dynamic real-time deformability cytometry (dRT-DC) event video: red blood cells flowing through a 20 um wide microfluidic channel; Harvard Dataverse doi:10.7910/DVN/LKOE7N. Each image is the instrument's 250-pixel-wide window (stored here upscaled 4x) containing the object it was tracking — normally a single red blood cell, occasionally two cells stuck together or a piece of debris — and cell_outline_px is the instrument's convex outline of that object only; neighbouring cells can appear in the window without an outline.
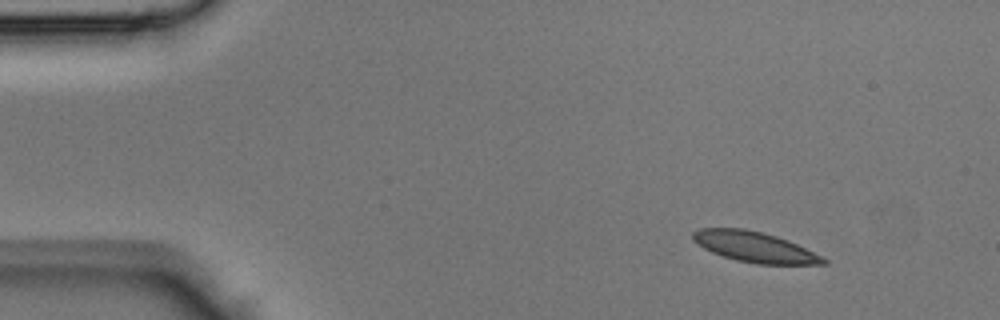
{"species": "Egyptian fruit bat (a non-hibernating species)", "species_latin": "Rousettus aegyptiacus", "temperature_condition": "room temperature", "stored_images_in_passage": 42, "camera_frame_rate_fps": 3000, "um_per_image_px": 0.085, "animal": {"sex": "male"}, "frame": {"image": 1, "passage_image": 4, "time_ms": 1.0, "image_size_px": [1000, 320], "cell_outline_px": [[828, 264], [756, 264], [736, 260], [712, 252], [704, 248], [692, 240], [692, 232], [700, 228], [744, 228], [764, 232], [788, 240], [824, 256], [828, 260]], "centroid_in_image_um": [64.17, 20.99], "position_along_channel_um": 20.8, "area_um2": 23.29}}
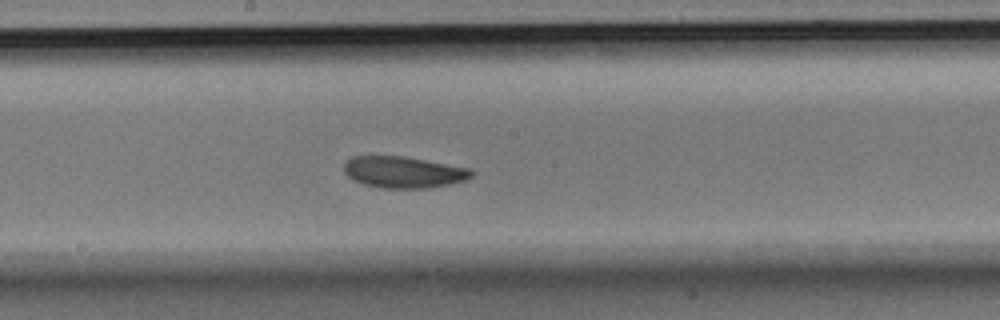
{"frame": {"image": 2, "passage_image": 22, "time_ms": 7.0, "image_size_px": [1000, 320], "cell_outline_px": [[476, 172], [472, 176], [464, 180], [448, 184], [428, 188], [380, 188], [364, 184], [352, 180], [344, 172], [344, 164], [352, 156], [404, 156], [468, 168]], "centroid_in_image_um": [34.27, 14.63], "position_along_channel_um": 213.9, "area_um2": 23.29}}
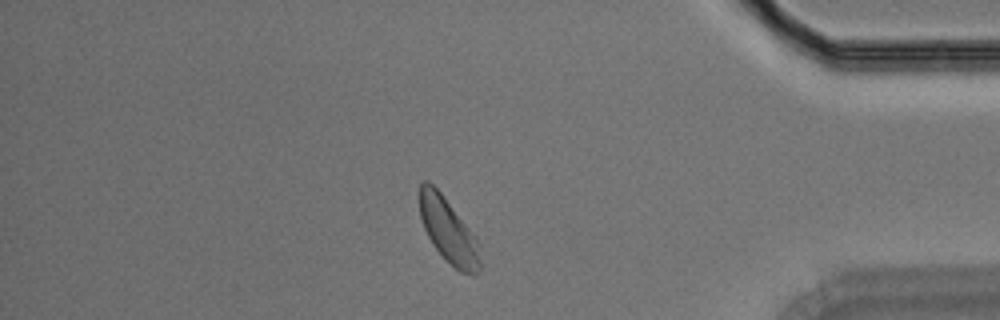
{"frame": {"image": 3, "passage_image": 36, "time_ms": 11.667, "image_size_px": [1000, 320], "cell_outline_px": [[480, 272], [472, 276], [460, 272], [432, 244], [424, 228], [420, 216], [420, 184], [424, 180], [428, 180], [440, 192], [476, 236], [480, 244]], "centroid_in_image_um": [38.15, 19.62], "position_along_channel_um": 397.1, "area_um2": 22.66}}